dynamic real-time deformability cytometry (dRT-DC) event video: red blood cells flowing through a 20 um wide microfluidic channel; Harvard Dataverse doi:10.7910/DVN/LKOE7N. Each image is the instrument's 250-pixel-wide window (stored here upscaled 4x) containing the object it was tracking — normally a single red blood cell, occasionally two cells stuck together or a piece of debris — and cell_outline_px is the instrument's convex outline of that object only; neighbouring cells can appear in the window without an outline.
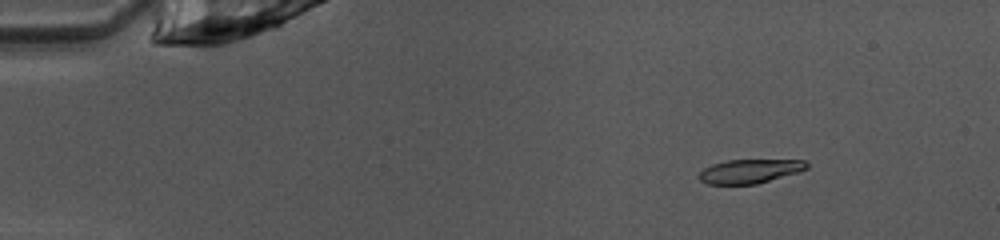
{"species": "common noctule bat (a hibernating species)", "species_latin": "Nyctalus noctula", "temperature_condition": "warm", "stored_images_in_passage": 46, "camera_frame_rate_fps": 3000, "um_per_image_px": 0.085, "animal": {"sex": "female", "body_mass_g": 10.0, "forearm_length_mm": 53.1}, "frame": {"image": 1, "passage_image": 3, "time_ms": 0.667, "image_size_px": [1000, 240], "cell_outline_px": [[808, 168], [800, 172], [756, 184], [708, 184], [700, 180], [700, 172], [704, 168], [712, 164], [728, 160], [804, 160], [808, 164]], "centroid_in_image_um": [63.76, 14.55], "position_along_channel_um": 21.2, "area_um2": 14.97}}
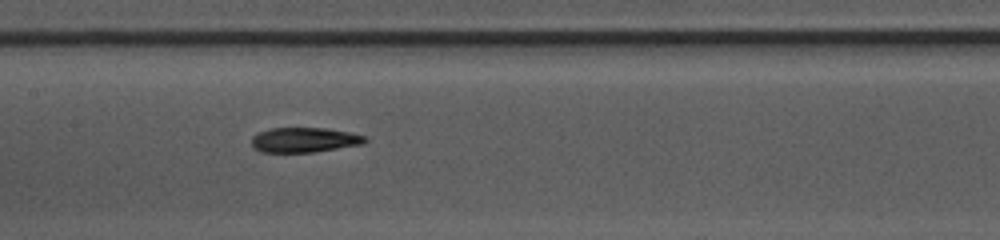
{"frame": {"image": 2, "passage_image": 21, "time_ms": 6.667, "image_size_px": [1000, 240], "cell_outline_px": [[368, 140], [364, 144], [312, 152], [260, 152], [252, 148], [252, 136], [260, 132], [272, 128], [324, 128], [348, 132], [368, 136]], "centroid_in_image_um": [25.88, 11.9], "position_along_channel_um": 181.5, "area_um2": 16.47}}
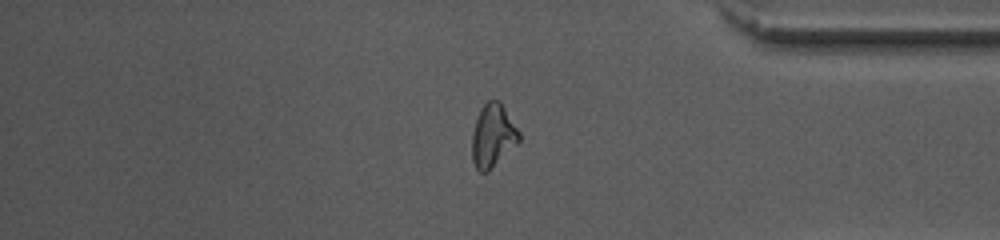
{"frame": {"image": 3, "passage_image": 38, "time_ms": 12.333, "image_size_px": [1000, 240], "cell_outline_px": [[520, 140], [488, 172], [480, 172], [476, 168], [472, 160], [472, 132], [480, 108], [488, 100], [500, 100], [520, 132]], "centroid_in_image_um": [41.88, 11.52], "position_along_channel_um": 393.3, "area_um2": 17.28}, "authors_computed_cell_mechanics": {"area_um2": 16.7909, "velocity_mm_per_s": 4.0351, "shape_relaxation_time_tau1_ms": null, "shape_relaxation_time_tau2_ms": 3.0371, "deformation_change_tau1": null, "deformation_change_tau2": 0.111}}